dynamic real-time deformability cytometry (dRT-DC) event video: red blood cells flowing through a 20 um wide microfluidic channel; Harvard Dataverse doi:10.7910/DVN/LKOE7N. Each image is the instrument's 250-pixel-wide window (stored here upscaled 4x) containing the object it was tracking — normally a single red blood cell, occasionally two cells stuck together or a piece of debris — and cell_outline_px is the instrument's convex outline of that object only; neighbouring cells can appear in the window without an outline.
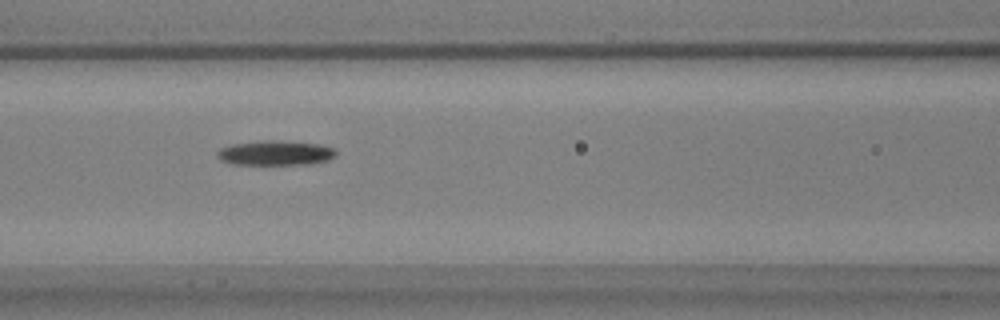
{"species": "common noctule bat (a hibernating species)", "species_latin": "Nyctalus noctula", "temperature_condition": "warm", "stored_images_in_passage": 41, "camera_frame_rate_fps": 3000, "um_per_image_px": 0.085, "animal": {"sex": "male", "body_mass_g": 17.9, "forearm_length_mm": 54.2}, "frame": {"image": 1, "passage_image": 10, "time_ms": 3.0, "image_size_px": [1000, 320], "cell_outline_px": [[336, 156], [328, 160], [308, 164], [232, 164], [220, 160], [216, 156], [216, 152], [220, 148], [232, 144], [260, 140], [276, 140], [320, 144], [336, 148]], "centroid_in_image_um": [23.4, 12.99], "position_along_channel_um": 143.2, "area_um2": 17.28}}
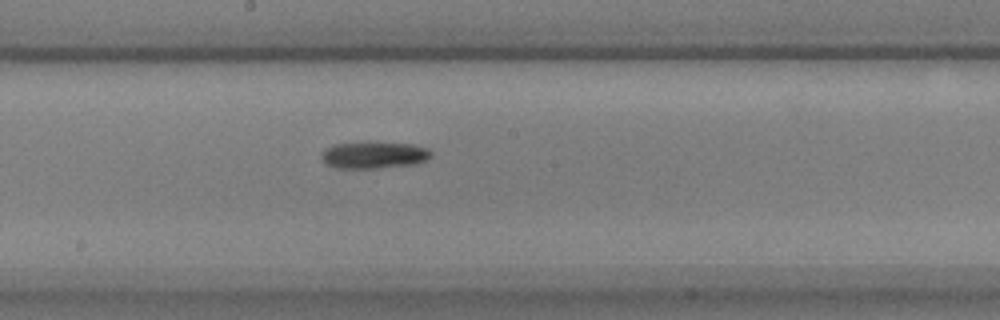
{"frame": {"image": 2, "passage_image": 16, "time_ms": 5.0, "image_size_px": [1000, 320], "cell_outline_px": [[432, 156], [416, 164], [376, 168], [336, 168], [324, 164], [320, 156], [320, 152], [324, 148], [332, 144], [368, 140], [412, 144], [428, 148], [432, 152]], "centroid_in_image_um": [31.72, 13.14], "position_along_channel_um": 216.5, "area_um2": 17.98}}
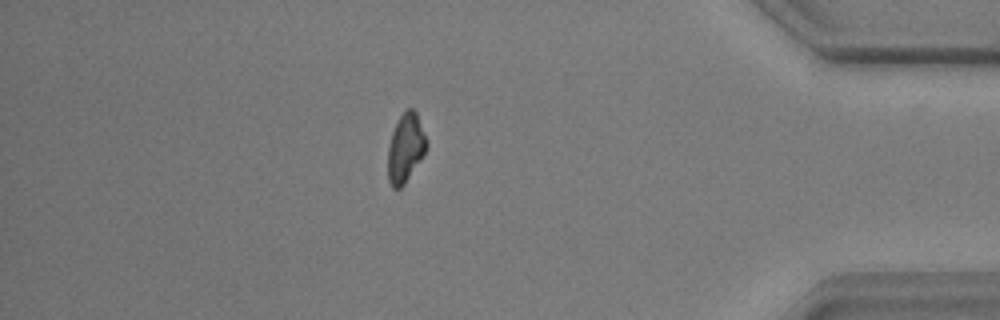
{"frame": {"image": 3, "passage_image": 34, "time_ms": 11.0, "image_size_px": [1000, 320], "cell_outline_px": [[428, 148], [404, 184], [400, 188], [392, 188], [388, 180], [388, 148], [392, 132], [400, 116], [408, 108], [412, 108], [416, 112], [428, 140]], "centroid_in_image_um": [34.48, 12.58], "position_along_channel_um": 400.7, "area_um2": 15.43}}